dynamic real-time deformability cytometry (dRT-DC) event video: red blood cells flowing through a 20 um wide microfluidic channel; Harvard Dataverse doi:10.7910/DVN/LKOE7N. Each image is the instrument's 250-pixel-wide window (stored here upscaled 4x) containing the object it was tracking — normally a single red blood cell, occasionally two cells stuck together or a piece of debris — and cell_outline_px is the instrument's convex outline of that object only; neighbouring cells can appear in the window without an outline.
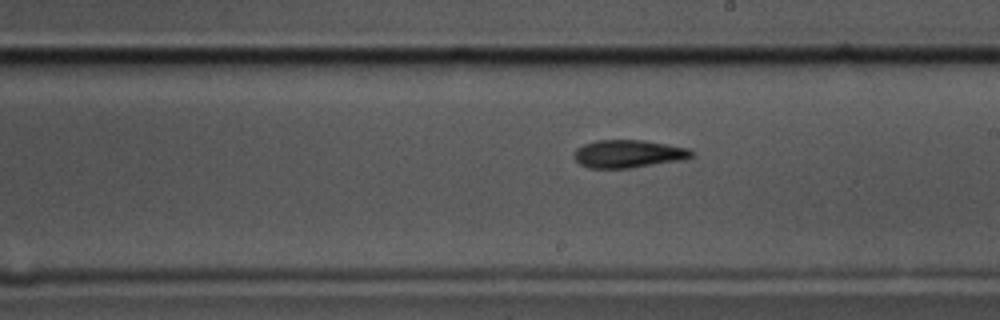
{"species": "common noctule bat (a hibernating species)", "species_latin": "Nyctalus noctula", "temperature_condition": "cold", "stored_images_in_passage": 49, "camera_frame_rate_fps": 3000, "um_per_image_px": 0.085, "animal": {"sex": "male", "body_mass_g": 17.5, "forearm_length_mm": 52.3}, "frame": {"image": 1, "passage_image": 24, "time_ms": 7.667, "image_size_px": [1000, 320], "cell_outline_px": [[696, 152], [692, 156], [684, 160], [628, 168], [588, 168], [580, 164], [572, 156], [572, 152], [576, 148], [584, 144], [596, 140], [644, 140], [668, 144], [688, 148]], "centroid_in_image_um": [53.4, 13.07], "position_along_channel_um": 235.6, "area_um2": 19.31}}
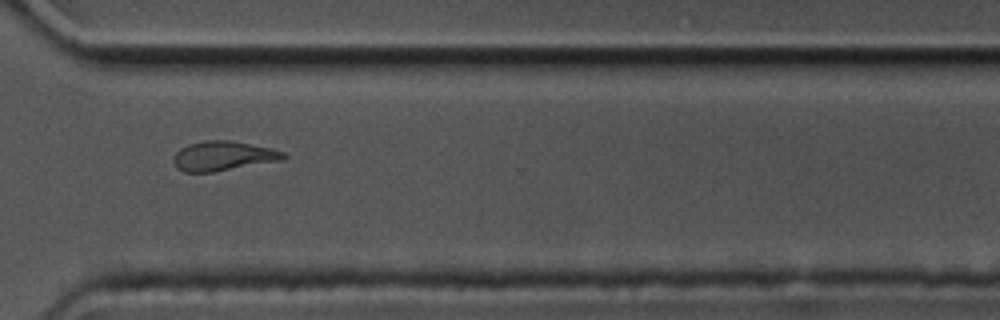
{"frame": {"image": 2, "passage_image": 34, "time_ms": 11.0, "image_size_px": [1000, 320], "cell_outline_px": [[288, 156], [284, 160], [212, 172], [184, 172], [176, 168], [172, 160], [172, 156], [180, 148], [188, 144], [204, 140], [228, 140], [272, 148], [284, 152]], "centroid_in_image_um": [18.95, 13.26], "position_along_channel_um": 351.6, "area_um2": 19.13}}
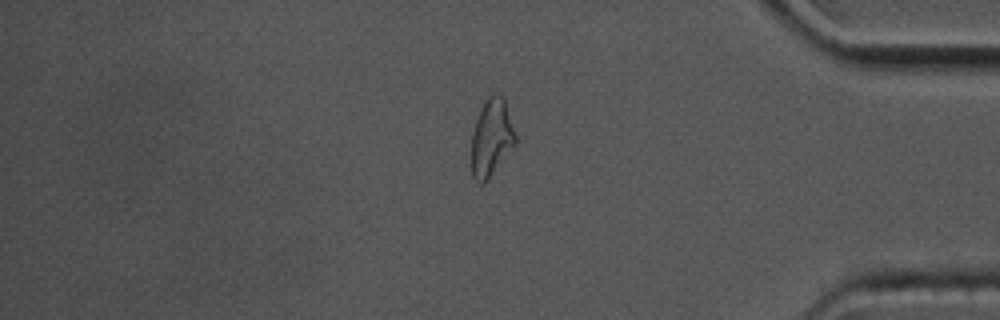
{"frame": {"image": 3, "passage_image": 40, "time_ms": 13.0, "image_size_px": [1000, 320], "cell_outline_px": [[516, 144], [488, 180], [480, 184], [472, 176], [472, 132], [476, 120], [488, 96], [492, 92], [504, 96], [516, 136]], "centroid_in_image_um": [41.79, 11.71], "position_along_channel_um": 393.4, "area_um2": 19.77}, "authors_computed_cell_mechanics": {"area_um2": 19.363, "velocity_mm_per_s": 3.4705, "shape_relaxation_time_tau1_ms": 4.1578, "shape_relaxation_time_tau2_ms": 4.9432, "deformation_change_tau1": 0.1763, "deformation_change_tau2": 0.1329}}